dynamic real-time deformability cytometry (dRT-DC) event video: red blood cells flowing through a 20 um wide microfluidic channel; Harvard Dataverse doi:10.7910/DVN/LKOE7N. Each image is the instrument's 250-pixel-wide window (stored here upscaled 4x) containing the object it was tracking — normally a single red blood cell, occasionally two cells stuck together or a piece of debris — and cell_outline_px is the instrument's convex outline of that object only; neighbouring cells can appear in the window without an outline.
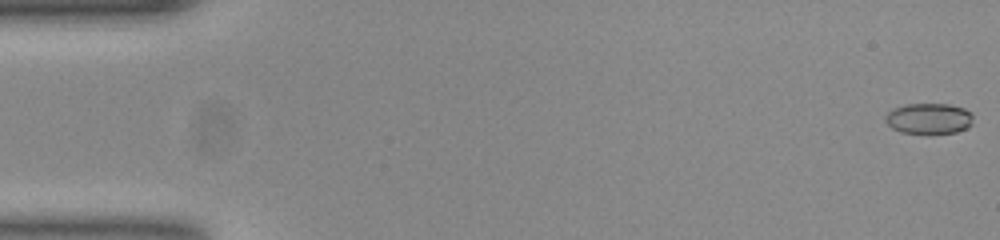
{"species": "common noctule bat (a hibernating species)", "species_latin": "Nyctalus noctula", "temperature_condition": "room temperature", "stored_images_in_passage": 48, "camera_frame_rate_fps": 3000, "um_per_image_px": 0.085, "animal": {"sex": "female", "body_mass_g": 23.0, "forearm_length_mm": 53.4}, "frame": {"image": 1, "passage_image": 1, "time_ms": 0.0, "image_size_px": [1000, 240], "cell_outline_px": [[972, 124], [968, 128], [956, 132], [928, 136], [900, 132], [892, 128], [884, 120], [884, 116], [892, 108], [904, 104], [948, 104], [964, 108], [972, 112]], "centroid_in_image_um": [78.94, 10.11], "position_along_channel_um": 6.1, "area_um2": 16.47}}
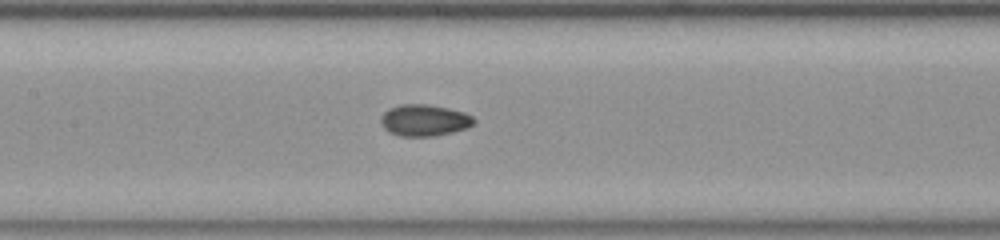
{"frame": {"image": 2, "passage_image": 25, "time_ms": 8.0, "image_size_px": [1000, 240], "cell_outline_px": [[476, 120], [468, 128], [436, 136], [400, 136], [388, 132], [384, 128], [380, 120], [380, 116], [388, 108], [400, 104], [428, 104], [448, 108], [464, 112], [472, 116]], "centroid_in_image_um": [36.05, 10.22], "position_along_channel_um": 171.4, "area_um2": 17.28}}
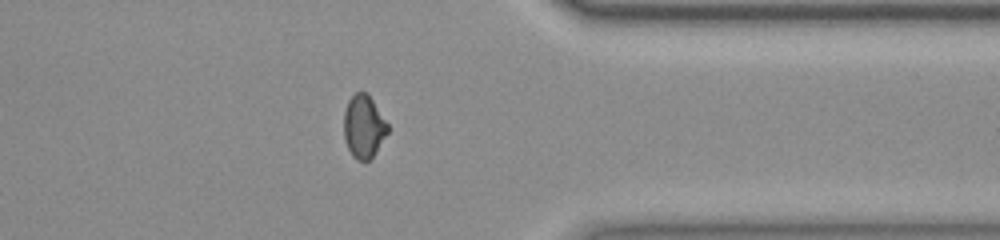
{"frame": {"image": 3, "passage_image": 42, "time_ms": 13.667, "image_size_px": [1000, 240], "cell_outline_px": [[388, 132], [372, 156], [368, 160], [356, 160], [352, 156], [348, 148], [344, 136], [344, 112], [348, 100], [356, 92], [368, 92], [388, 124]], "centroid_in_image_um": [30.9, 10.73], "position_along_channel_um": 380.5, "area_um2": 15.95}, "authors_computed_cell_mechanics": {"area_um2": 16.4152, "velocity_mm_per_s": 3.8956, "shape_relaxation_time_tau1_ms": null, "shape_relaxation_time_tau2_ms": 2.6315, "deformation_change_tau1": null, "deformation_change_tau2": 0.0561}}